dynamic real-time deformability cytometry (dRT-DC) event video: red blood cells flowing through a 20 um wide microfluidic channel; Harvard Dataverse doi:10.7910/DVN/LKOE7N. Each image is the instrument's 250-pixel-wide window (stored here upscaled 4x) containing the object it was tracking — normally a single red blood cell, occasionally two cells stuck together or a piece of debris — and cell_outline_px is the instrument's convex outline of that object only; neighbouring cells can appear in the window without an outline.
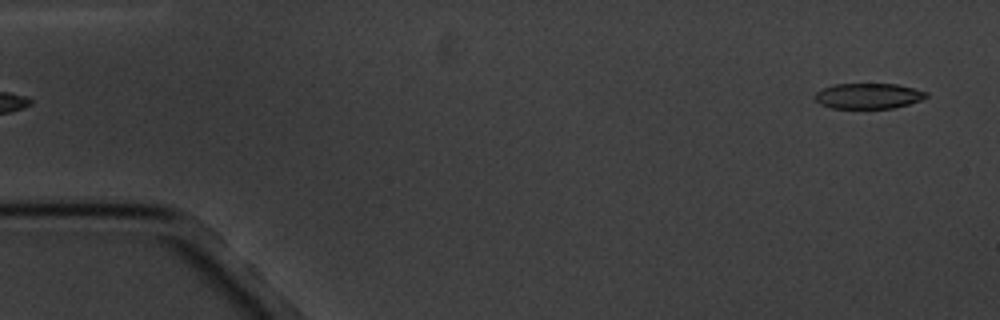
{"species": "common noctule bat (a hibernating species)", "species_latin": "Nyctalus noctula", "temperature_condition": "cold", "stored_images_in_passage": 5, "camera_frame_rate_fps": 3000, "um_per_image_px": 0.085, "animal": {"sex": "male", "body_mass_g": 20.1, "forearm_length_mm": 53.5}, "frame": {"image": 1, "passage_image": 5, "time_ms": 4.667, "image_size_px": [1000, 320], "cell_outline_px": [[928, 96], [920, 100], [908, 104], [892, 108], [832, 108], [820, 104], [812, 96], [816, 92], [832, 84], [896, 84], [928, 92]], "centroid_in_image_um": [73.77, 8.15], "position_along_channel_um": 11.2, "area_um2": 16.47}}